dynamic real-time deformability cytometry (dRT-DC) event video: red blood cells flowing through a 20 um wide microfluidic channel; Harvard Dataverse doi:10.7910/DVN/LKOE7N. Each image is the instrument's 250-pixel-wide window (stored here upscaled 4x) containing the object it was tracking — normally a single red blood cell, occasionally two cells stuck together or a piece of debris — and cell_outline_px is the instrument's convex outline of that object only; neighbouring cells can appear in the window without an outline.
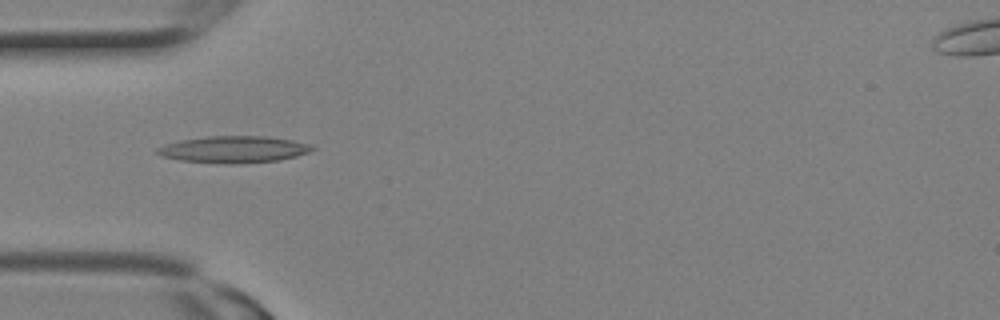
{"species": "Egyptian fruit bat (a non-hibernating species)", "species_latin": "Rousettus aegyptiacus", "temperature_condition": "room temperature", "stored_images_in_passage": 1, "camera_frame_rate_fps": 3000, "um_per_image_px": 0.085, "animal": {"sex": "female"}, "frame": {"image": 1, "passage_image": 1, "time_ms": 0.0, "image_size_px": [1000, 320], "cell_outline_px": [[316, 148], [308, 152], [296, 156], [280, 160], [180, 160], [160, 156], [156, 152], [156, 148], [164, 144], [180, 140], [208, 136], [264, 136], [292, 140], [312, 144]], "centroid_in_image_um": [19.87, 12.63], "position_along_channel_um": 65.1, "area_um2": 22.72}}